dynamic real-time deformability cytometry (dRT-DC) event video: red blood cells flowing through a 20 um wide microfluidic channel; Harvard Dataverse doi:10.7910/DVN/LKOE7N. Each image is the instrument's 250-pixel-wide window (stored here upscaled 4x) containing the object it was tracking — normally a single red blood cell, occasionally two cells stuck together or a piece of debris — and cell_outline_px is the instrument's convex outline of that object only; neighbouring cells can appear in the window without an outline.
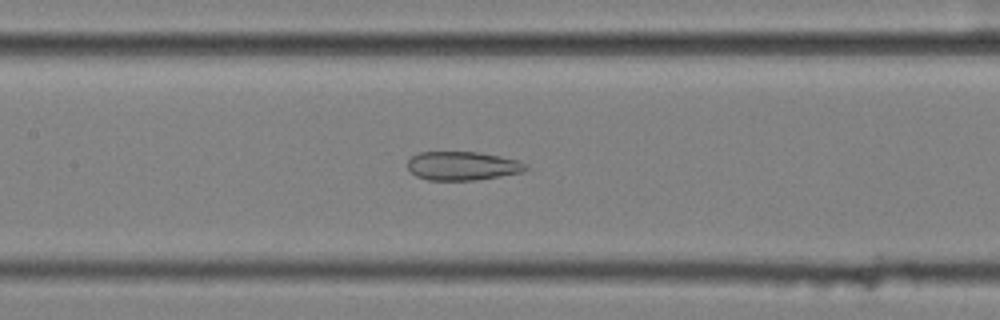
{"species": "common noctule bat (a hibernating species)", "species_latin": "Nyctalus noctula", "temperature_condition": "cold", "stored_images_in_passage": 58, "camera_frame_rate_fps": 3000, "um_per_image_px": 0.085, "animal": {"sex": "female", "body_mass_g": 25.1}, "frame": {"image": 1, "passage_image": 28, "time_ms": 9.0, "image_size_px": [1000, 320], "cell_outline_px": [[528, 168], [524, 172], [476, 180], [428, 180], [416, 176], [408, 168], [408, 160], [412, 156], [420, 152], [480, 152], [500, 156], [516, 160], [524, 164]], "centroid_in_image_um": [39.3, 14.1], "position_along_channel_um": 168.1, "area_um2": 19.71}}
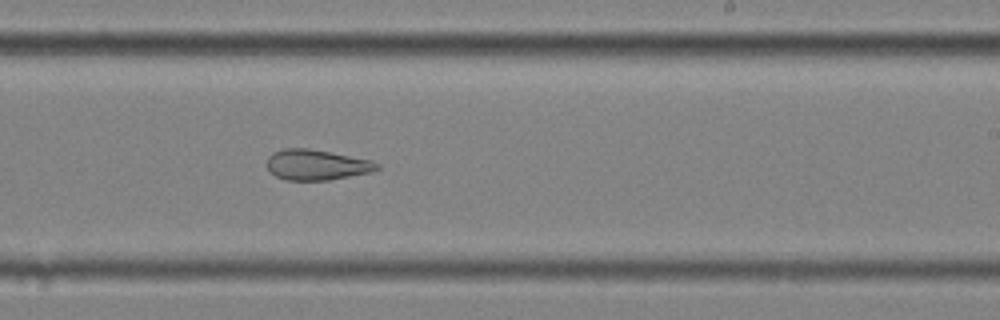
{"frame": {"image": 2, "passage_image": 36, "time_ms": 11.667, "image_size_px": [1000, 320], "cell_outline_px": [[380, 168], [372, 172], [328, 180], [288, 180], [276, 176], [268, 168], [268, 156], [272, 152], [284, 148], [308, 148], [372, 160], [380, 164]], "centroid_in_image_um": [26.93, 14.0], "position_along_channel_um": 262.1, "area_um2": 19.48}}
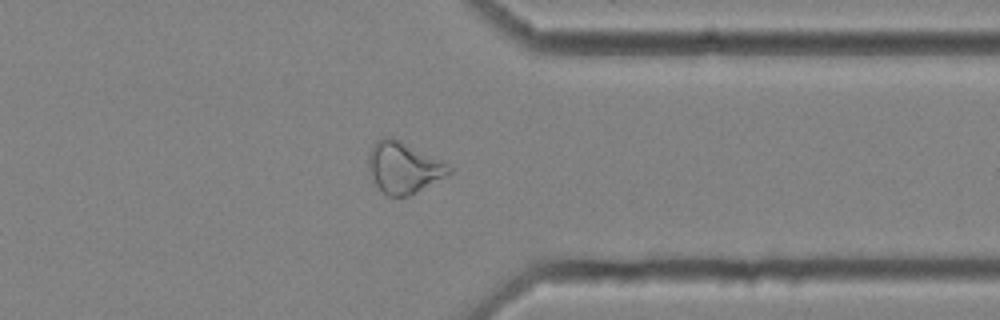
{"frame": {"image": 3, "passage_image": 46, "time_ms": 15.0, "image_size_px": [1000, 320], "cell_outline_px": [[452, 172], [416, 192], [408, 196], [388, 196], [376, 184], [368, 168], [368, 156], [372, 144], [376, 140], [384, 136], [392, 136], [452, 164]], "centroid_in_image_um": [34.32, 14.19], "position_along_channel_um": 377.1, "area_um2": 24.22}, "authors_computed_cell_mechanics": {"area_um2": 27.0215, "velocity_mm_per_s": 3.5336, "shape_relaxation_time_tau1_ms": null, "shape_relaxation_time_tau2_ms": 3.6866, "deformation_change_tau1": null, "deformation_change_tau2": 0.137}}